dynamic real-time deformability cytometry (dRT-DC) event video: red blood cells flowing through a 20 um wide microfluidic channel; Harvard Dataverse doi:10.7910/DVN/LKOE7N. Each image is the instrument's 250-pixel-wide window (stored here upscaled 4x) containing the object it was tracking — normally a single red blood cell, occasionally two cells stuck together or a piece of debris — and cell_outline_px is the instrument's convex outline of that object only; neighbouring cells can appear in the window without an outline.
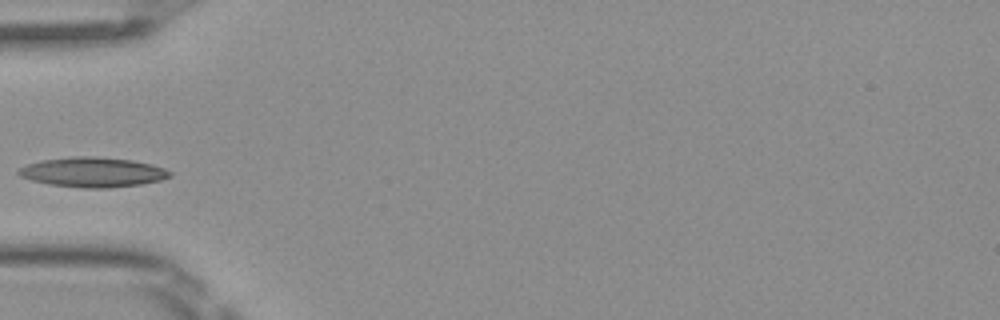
{"species": "Egyptian fruit bat (a non-hibernating species)", "species_latin": "Rousettus aegyptiacus", "temperature_condition": "room temperature", "stored_images_in_passage": 4, "camera_frame_rate_fps": 3000, "um_per_image_px": 0.085, "frame": {"image": 1, "passage_image": 4, "time_ms": 1.0, "image_size_px": [1000, 320], "cell_outline_px": [[172, 176], [160, 180], [140, 184], [108, 188], [80, 188], [48, 184], [32, 180], [20, 176], [16, 172], [20, 168], [28, 164], [40, 160], [72, 156], [96, 156], [132, 160], [152, 164], [164, 168], [172, 172]], "centroid_in_image_um": [7.88, 14.63], "position_along_channel_um": 77.1, "area_um2": 26.41}}